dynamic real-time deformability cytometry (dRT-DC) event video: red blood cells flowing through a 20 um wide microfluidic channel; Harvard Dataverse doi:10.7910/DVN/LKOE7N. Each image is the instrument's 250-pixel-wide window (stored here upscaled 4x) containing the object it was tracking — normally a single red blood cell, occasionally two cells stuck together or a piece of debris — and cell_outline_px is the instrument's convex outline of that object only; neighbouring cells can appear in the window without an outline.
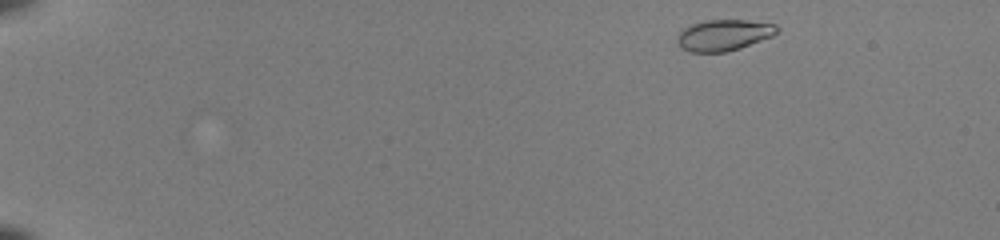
{"species": "common noctule bat (a hibernating species)", "species_latin": "Nyctalus noctula", "temperature_condition": "room temperature", "stored_images_in_passage": 45, "camera_frame_rate_fps": 3000, "um_per_image_px": 0.085, "animal": {"sex": "female", "body_mass_g": 22.0, "forearm_length_mm": 56.7}, "frame": {"image": 1, "passage_image": 1, "time_ms": 0.0, "image_size_px": [1000, 240], "cell_outline_px": [[780, 32], [772, 36], [740, 48], [724, 52], [688, 52], [680, 48], [676, 40], [676, 36], [680, 28], [704, 20], [748, 20], [776, 24], [780, 28]], "centroid_in_image_um": [61.48, 2.98], "position_along_channel_um": 23.5, "area_um2": 18.5}}
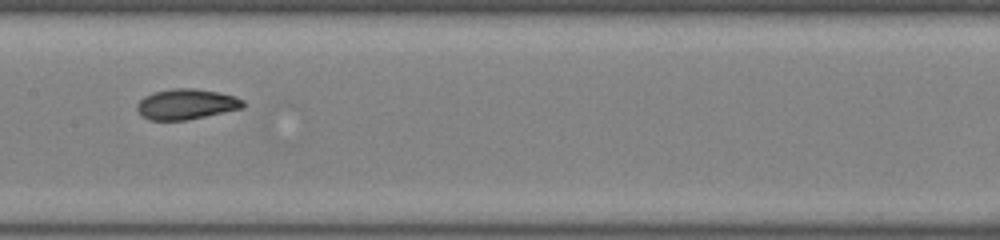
{"frame": {"image": 2, "passage_image": 23, "time_ms": 7.333, "image_size_px": [1000, 240], "cell_outline_px": [[244, 108], [184, 120], [148, 120], [136, 108], [136, 104], [144, 96], [152, 92], [172, 88], [196, 88], [236, 96], [244, 100]], "centroid_in_image_um": [15.83, 8.84], "position_along_channel_um": 191.6, "area_um2": 18.79}}
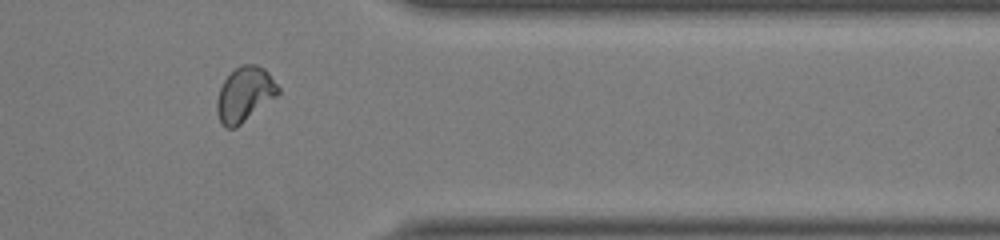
{"frame": {"image": 3, "passage_image": 38, "time_ms": 12.333, "image_size_px": [1000, 240], "cell_outline_px": [[280, 92], [276, 96], [236, 128], [224, 128], [216, 112], [216, 100], [220, 88], [224, 80], [240, 64], [256, 64], [264, 68], [268, 72], [280, 88]], "centroid_in_image_um": [20.79, 8.02], "position_along_channel_um": 390.6, "area_um2": 19.48}, "authors_computed_cell_mechanics": {"area_um2": 18.6116, "velocity_mm_per_s": 4.0787, "shape_relaxation_time_tau1_ms": 5.1861, "shape_relaxation_time_tau2_ms": 1.1766, "deformation_change_tau1": 0.1508, "deformation_change_tau2": 0.0449}}